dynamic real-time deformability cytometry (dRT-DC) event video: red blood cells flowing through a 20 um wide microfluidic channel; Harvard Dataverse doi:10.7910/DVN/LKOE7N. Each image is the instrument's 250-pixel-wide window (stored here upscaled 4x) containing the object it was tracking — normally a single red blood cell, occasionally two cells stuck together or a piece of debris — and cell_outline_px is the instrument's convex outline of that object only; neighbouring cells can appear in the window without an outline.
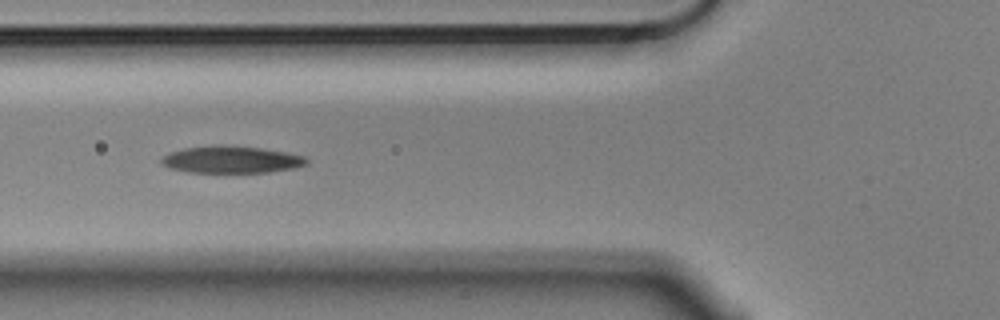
{"species": "Egyptian fruit bat (a non-hibernating species)", "species_latin": "Rousettus aegyptiacus", "temperature_condition": "cold", "stored_images_in_passage": 9, "camera_frame_rate_fps": 3000, "um_per_image_px": 0.085, "animal": {"sex": "male"}, "frame": {"image": 1, "passage_image": 6, "time_ms": 1.667, "image_size_px": [1000, 320], "cell_outline_px": [[308, 164], [292, 168], [268, 172], [192, 172], [168, 168], [160, 164], [160, 160], [164, 156], [172, 152], [184, 148], [216, 144], [228, 144], [260, 148], [284, 152], [304, 156], [308, 160]], "centroid_in_image_um": [19.63, 13.55], "position_along_channel_um": 106.2, "area_um2": 22.89}}
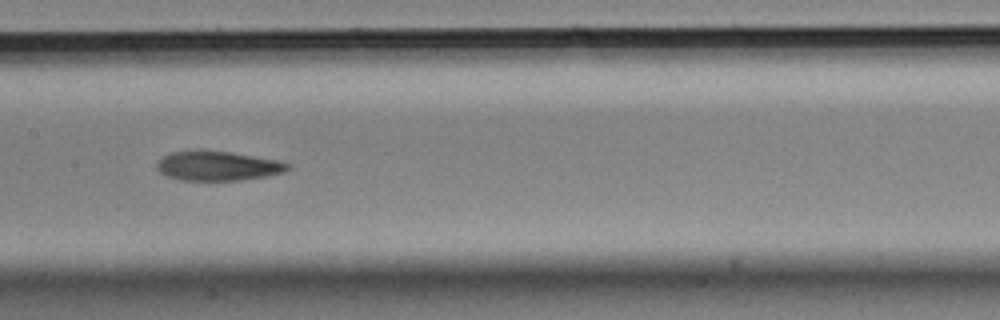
{"frame": {"image": 2, "passage_image": 8, "time_ms": 2.333, "image_size_px": [1000, 320], "cell_outline_px": [[292, 168], [284, 172], [268, 176], [240, 180], [180, 180], [168, 176], [160, 172], [156, 168], [156, 164], [164, 156], [172, 152], [232, 152], [280, 160], [288, 164]], "centroid_in_image_um": [18.58, 14.12], "position_along_channel_um": 188.8, "area_um2": 22.08}}
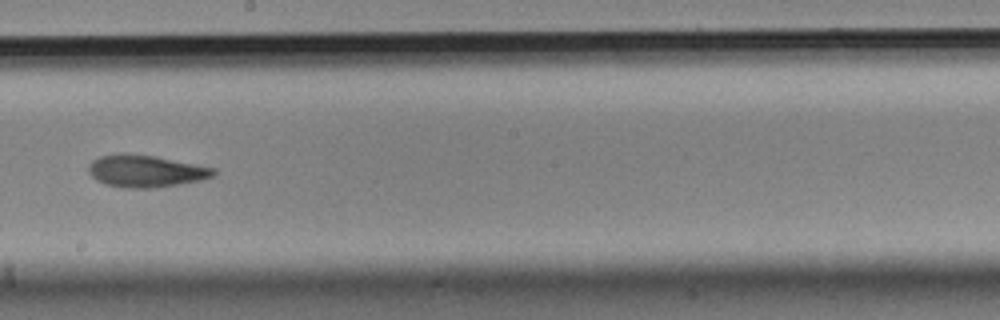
{"frame": {"image": 3, "passage_image": 9, "time_ms": 2.667, "image_size_px": [1000, 320], "cell_outline_px": [[216, 172], [212, 176], [200, 180], [152, 188], [124, 188], [104, 184], [96, 180], [88, 172], [88, 164], [92, 160], [100, 156], [156, 156], [216, 168]], "centroid_in_image_um": [12.39, 14.58], "position_along_channel_um": 235.8, "area_um2": 22.72}}